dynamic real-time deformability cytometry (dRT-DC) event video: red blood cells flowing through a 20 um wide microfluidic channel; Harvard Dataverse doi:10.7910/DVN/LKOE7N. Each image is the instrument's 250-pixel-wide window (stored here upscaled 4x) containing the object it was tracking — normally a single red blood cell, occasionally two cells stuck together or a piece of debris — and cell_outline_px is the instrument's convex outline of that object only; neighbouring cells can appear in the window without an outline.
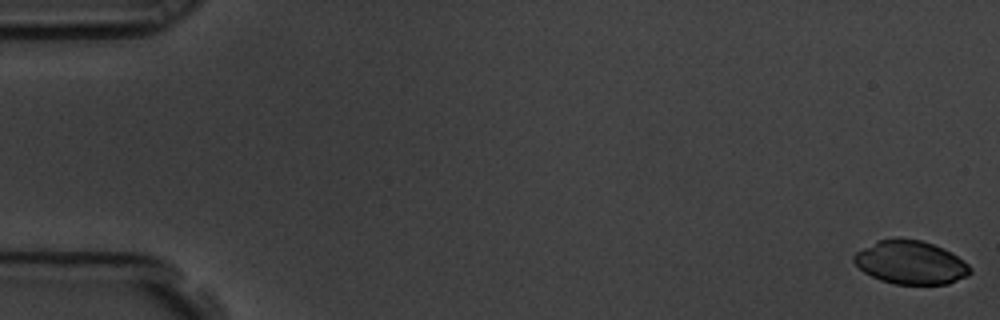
{"species": "common noctule bat (a hibernating species)", "species_latin": "Nyctalus noctula", "temperature_condition": "room temperature", "stored_images_in_passage": 5, "camera_frame_rate_fps": 3000, "um_per_image_px": 0.085, "animal": {"sex": "male", "body_mass_g": 19.5, "forearm_length_mm": 54.6}, "frame": {"image": 1, "passage_image": 1, "time_ms": 0.0, "image_size_px": [1000, 320], "cell_outline_px": [[972, 272], [968, 276], [948, 284], [896, 284], [880, 280], [864, 272], [852, 260], [852, 256], [856, 252], [876, 240], [900, 236], [920, 240], [944, 248], [964, 260], [972, 268]], "centroid_in_image_um": [77.41, 22.29], "position_along_channel_um": 7.6, "area_um2": 29.82}}